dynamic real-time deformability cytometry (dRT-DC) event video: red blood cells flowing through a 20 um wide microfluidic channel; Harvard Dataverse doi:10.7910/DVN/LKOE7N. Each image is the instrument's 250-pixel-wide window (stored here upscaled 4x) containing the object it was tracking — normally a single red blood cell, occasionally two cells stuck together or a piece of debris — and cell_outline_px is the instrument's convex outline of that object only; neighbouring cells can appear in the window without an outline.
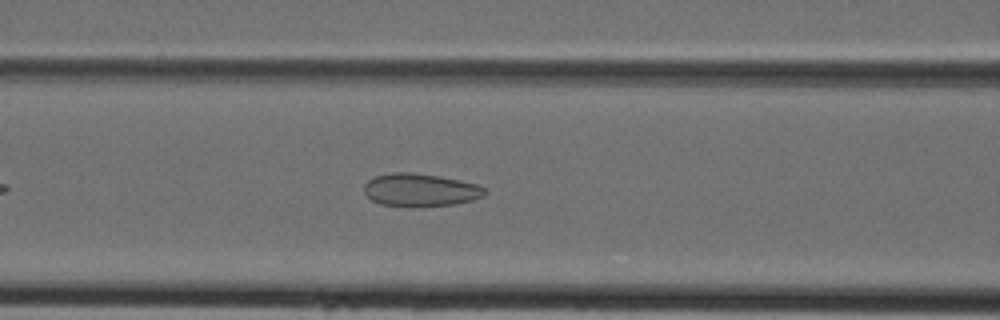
{"species": "Egyptian fruit bat (a non-hibernating species)", "species_latin": "Rousettus aegyptiacus", "temperature_condition": "cold", "stored_images_in_passage": 17, "camera_frame_rate_fps": 3000, "um_per_image_px": 0.085, "animal": {"sex": "female"}, "frame": {"image": 1, "passage_image": 5, "time_ms": 1.333, "image_size_px": [1000, 320], "cell_outline_px": [[488, 192], [484, 196], [472, 200], [456, 204], [420, 208], [380, 204], [372, 200], [364, 192], [364, 184], [368, 180], [376, 176], [392, 172], [412, 172], [440, 176], [460, 180], [476, 184], [484, 188]], "centroid_in_image_um": [35.74, 16.16], "position_along_channel_um": 130.9, "area_um2": 23.52}}
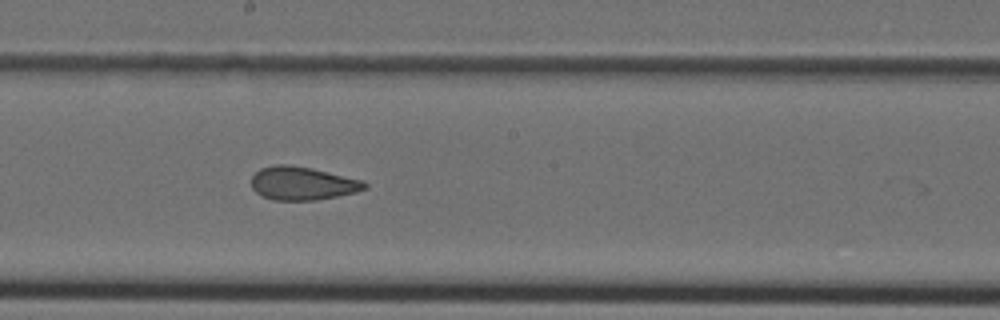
{"frame": {"image": 2, "passage_image": 11, "time_ms": 3.333, "image_size_px": [1000, 320], "cell_outline_px": [[368, 184], [364, 188], [356, 192], [316, 200], [272, 200], [260, 196], [252, 188], [252, 176], [260, 168], [276, 164], [288, 164], [312, 168], [364, 180]], "centroid_in_image_um": [25.69, 15.58], "position_along_channel_um": 222.5, "area_um2": 22.08}}
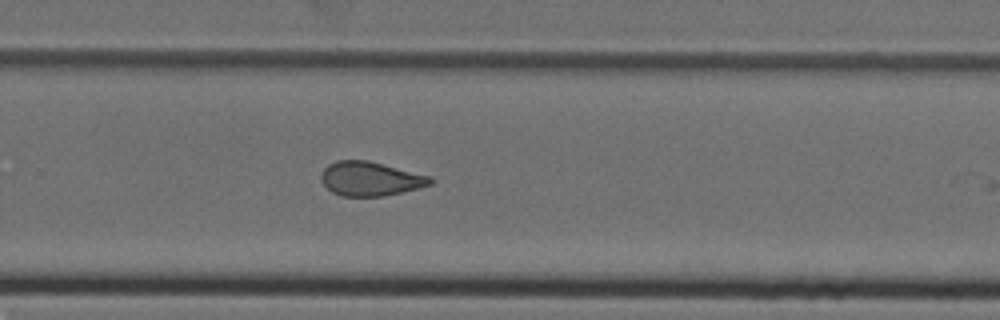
{"frame": {"image": 3, "passage_image": 16, "time_ms": 5.0, "image_size_px": [1000, 320], "cell_outline_px": [[436, 180], [432, 184], [420, 188], [384, 196], [340, 196], [332, 192], [320, 180], [320, 176], [324, 168], [328, 164], [336, 160], [368, 160], [432, 176]], "centroid_in_image_um": [31.51, 15.19], "position_along_channel_um": 298.3, "area_um2": 22.02}}